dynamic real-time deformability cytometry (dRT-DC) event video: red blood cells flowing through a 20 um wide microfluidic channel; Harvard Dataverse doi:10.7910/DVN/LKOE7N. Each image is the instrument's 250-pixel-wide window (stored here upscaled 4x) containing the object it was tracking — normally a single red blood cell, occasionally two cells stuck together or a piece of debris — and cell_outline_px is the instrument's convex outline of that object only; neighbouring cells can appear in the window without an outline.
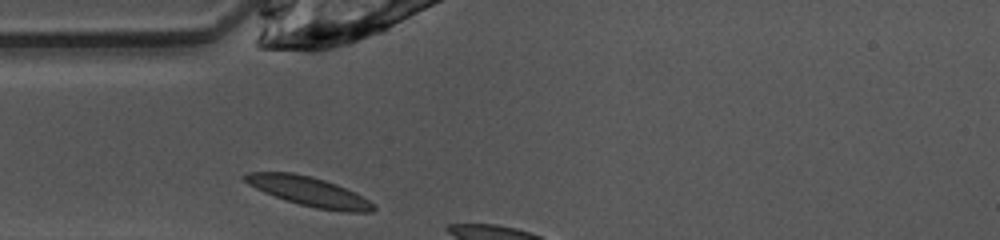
{"species": "common noctule bat (a hibernating species)", "species_latin": "Nyctalus noctula", "temperature_condition": "warm", "stored_images_in_passage": 3, "camera_frame_rate_fps": 3000, "um_per_image_px": 0.085, "animal": {"sex": "female", "body_mass_g": 10.0, "forearm_length_mm": 53.1}, "frame": {"image": 1, "passage_image": 1, "time_ms": 0.0, "image_size_px": [1000, 240], "cell_outline_px": [[376, 208], [372, 212], [344, 212], [316, 208], [300, 204], [264, 192], [248, 184], [240, 176], [248, 172], [292, 172], [312, 176], [336, 184], [376, 204]], "centroid_in_image_um": [26.25, 16.27], "position_along_channel_um": 58.8, "area_um2": 21.73}}